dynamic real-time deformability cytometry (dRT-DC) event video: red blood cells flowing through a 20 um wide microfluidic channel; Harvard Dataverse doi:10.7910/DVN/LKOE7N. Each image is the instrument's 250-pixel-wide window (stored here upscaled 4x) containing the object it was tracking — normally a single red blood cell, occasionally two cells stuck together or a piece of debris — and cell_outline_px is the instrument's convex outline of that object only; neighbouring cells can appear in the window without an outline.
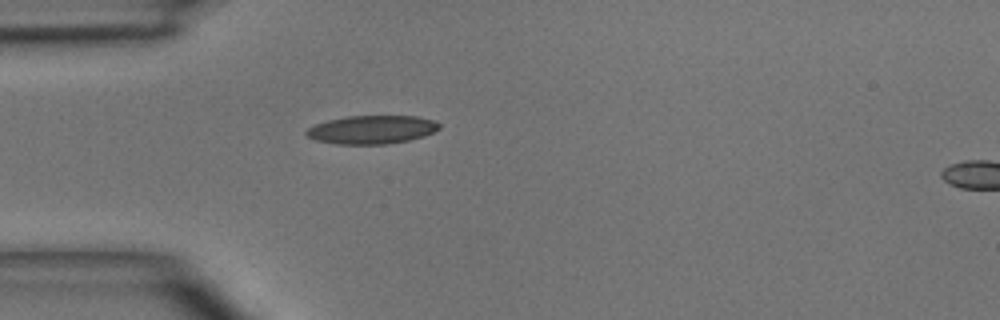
{"species": "common noctule bat (a hibernating species)", "species_latin": "Nyctalus noctula", "temperature_condition": "room temperature", "stored_images_in_passage": 2, "segment_of_instrument_passage": [1, 2], "camera_frame_rate_fps": 3000, "um_per_image_px": 0.085, "animal": {"sex": "male", "body_mass_g": 15.6}, "frame": {"image": 1, "passage_image": 1, "time_ms": 0.0, "image_size_px": [1000, 320], "cell_outline_px": [[440, 128], [424, 136], [408, 140], [384, 144], [336, 144], [316, 140], [308, 136], [304, 132], [308, 128], [316, 124], [328, 120], [348, 116], [416, 116], [436, 120], [440, 124]], "centroid_in_image_um": [31.62, 11.01], "position_along_channel_um": 53.4, "area_um2": 21.91}}